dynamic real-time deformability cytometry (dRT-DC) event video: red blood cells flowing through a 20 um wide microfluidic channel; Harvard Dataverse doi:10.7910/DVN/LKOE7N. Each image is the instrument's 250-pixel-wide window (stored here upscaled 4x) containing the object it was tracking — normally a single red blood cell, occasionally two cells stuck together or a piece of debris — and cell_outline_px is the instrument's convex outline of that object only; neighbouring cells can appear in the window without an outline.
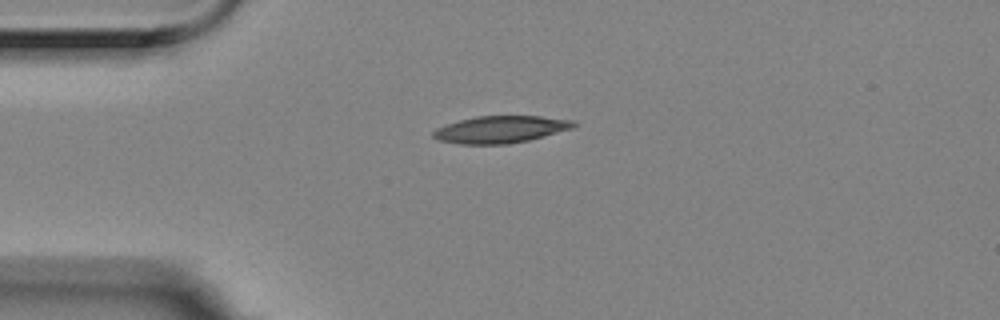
{"species": "Egyptian fruit bat (a non-hibernating species)", "species_latin": "Rousettus aegyptiacus", "temperature_condition": "room temperature", "stored_images_in_passage": 4, "camera_frame_rate_fps": 3000, "um_per_image_px": 0.085, "animal": {"sex": "female"}, "frame": {"image": 1, "passage_image": 1, "time_ms": 0.0, "image_size_px": [1000, 320], "cell_outline_px": [[576, 124], [572, 128], [528, 140], [508, 144], [456, 144], [440, 140], [432, 136], [432, 132], [436, 128], [460, 120], [476, 116], [540, 116], [576, 120]], "centroid_in_image_um": [42.54, 11.0], "position_along_channel_um": 42.5, "area_um2": 22.02}}
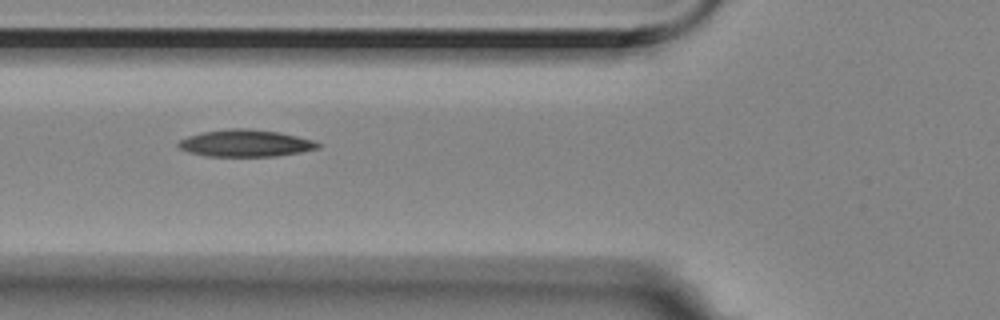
{"frame": {"image": 2, "passage_image": 3, "time_ms": 0.667, "image_size_px": [1000, 320], "cell_outline_px": [[320, 148], [300, 152], [276, 156], [204, 156], [188, 152], [180, 148], [176, 144], [180, 140], [188, 136], [204, 132], [232, 128], [248, 128], [280, 132], [312, 140], [320, 144]], "centroid_in_image_um": [20.86, 12.17], "position_along_channel_um": 104.9, "area_um2": 21.85}}
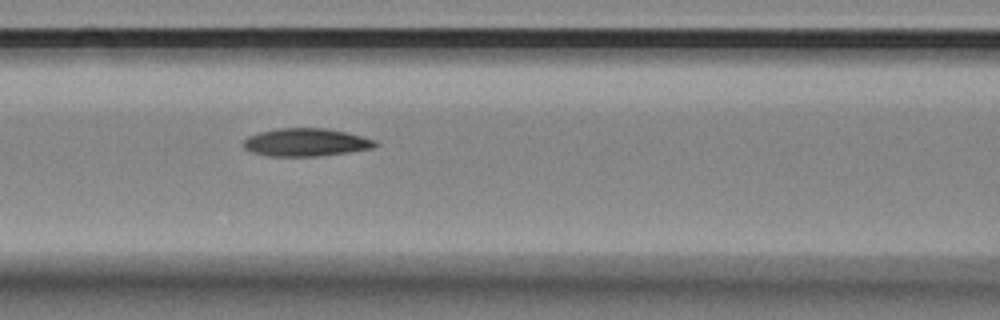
{"frame": {"image": 3, "passage_image": 4, "time_ms": 1.0, "image_size_px": [1000, 320], "cell_outline_px": [[380, 144], [372, 148], [348, 152], [316, 156], [268, 156], [252, 152], [244, 148], [244, 140], [248, 136], [260, 132], [276, 128], [328, 128], [376, 140]], "centroid_in_image_um": [26.0, 12.09], "position_along_channel_um": 140.6, "area_um2": 21.33}}